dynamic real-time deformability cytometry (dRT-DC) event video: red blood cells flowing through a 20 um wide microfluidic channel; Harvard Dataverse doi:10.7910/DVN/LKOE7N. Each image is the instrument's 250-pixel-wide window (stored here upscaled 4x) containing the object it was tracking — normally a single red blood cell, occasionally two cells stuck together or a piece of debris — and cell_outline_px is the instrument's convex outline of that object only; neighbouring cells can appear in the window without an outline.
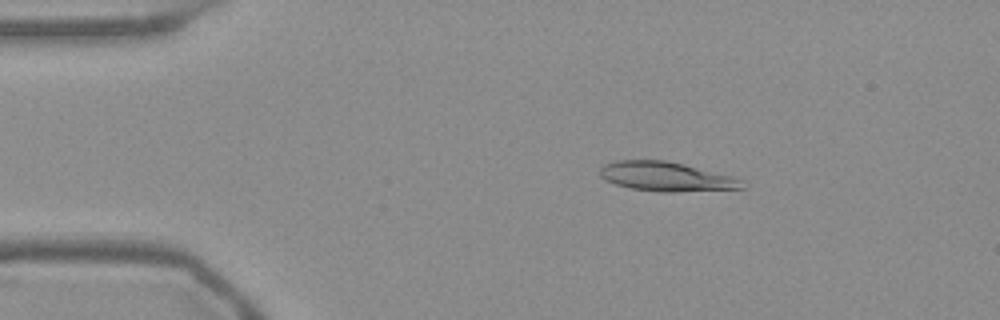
{"species": "Egyptian fruit bat (a non-hibernating species)", "species_latin": "Rousettus aegyptiacus", "temperature_condition": "warm", "stored_images_in_passage": 53, "camera_frame_rate_fps": 3000, "um_per_image_px": 0.085, "frame": {"image": 1, "passage_image": 9, "time_ms": 2.667, "image_size_px": [1000, 320], "cell_outline_px": [[744, 188], [676, 192], [660, 192], [632, 188], [616, 184], [604, 180], [600, 176], [600, 168], [604, 164], [616, 160], [664, 160], [732, 176], [740, 180]], "centroid_in_image_um": [56.56, 15.01], "position_along_channel_um": 28.4, "area_um2": 23.93}}
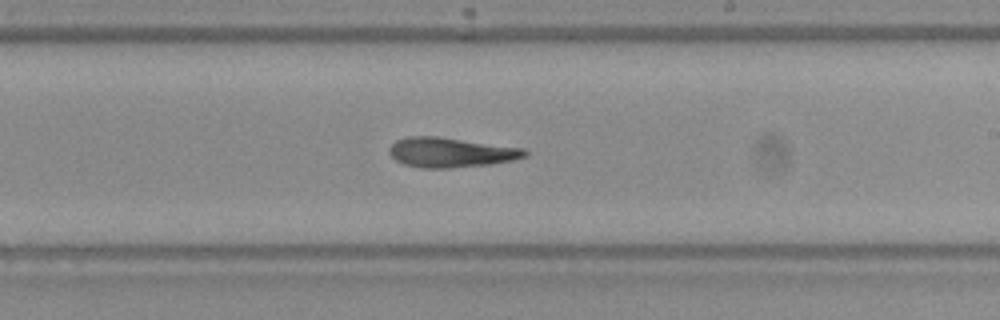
{"frame": {"image": 2, "passage_image": 31, "time_ms": 10.0, "image_size_px": [1000, 320], "cell_outline_px": [[528, 156], [512, 160], [492, 164], [448, 168], [424, 168], [404, 164], [396, 160], [388, 152], [388, 148], [396, 140], [408, 136], [436, 136], [524, 148], [528, 152]], "centroid_in_image_um": [38.32, 12.95], "position_along_channel_um": 250.7, "area_um2": 23.52}}
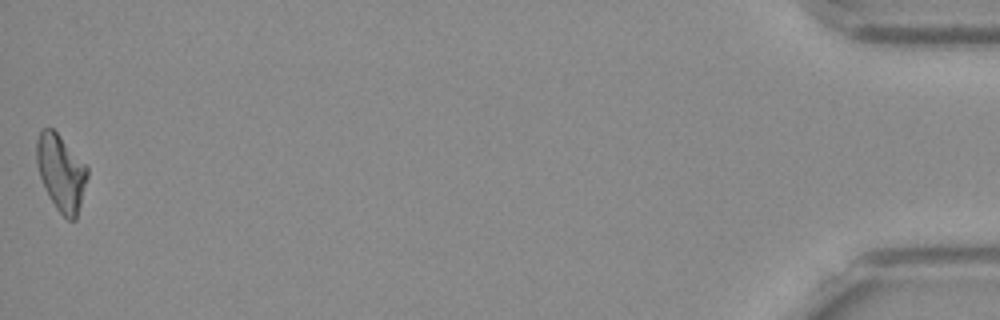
{"frame": {"image": 3, "passage_image": 53, "time_ms": 17.333, "image_size_px": [1000, 320], "cell_outline_px": [[88, 176], [76, 220], [68, 220], [56, 208], [40, 176], [36, 164], [36, 140], [40, 132], [44, 128], [52, 128], [60, 136], [88, 168]], "centroid_in_image_um": [5.19, 14.67], "position_along_channel_um": 430.0, "area_um2": 22.08}}